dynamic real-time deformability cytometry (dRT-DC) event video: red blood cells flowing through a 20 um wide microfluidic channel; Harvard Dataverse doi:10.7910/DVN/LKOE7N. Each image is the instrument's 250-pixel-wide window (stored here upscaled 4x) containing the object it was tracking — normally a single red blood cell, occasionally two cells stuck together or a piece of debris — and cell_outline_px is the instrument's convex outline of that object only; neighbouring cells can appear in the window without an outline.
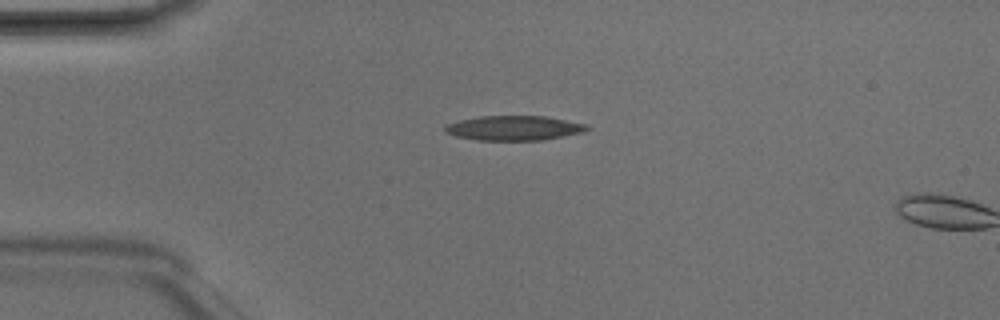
{"species": "Egyptian fruit bat (a non-hibernating species)", "species_latin": "Rousettus aegyptiacus", "temperature_condition": "room temperature", "stored_images_in_passage": 2, "camera_frame_rate_fps": 3000, "um_per_image_px": 0.085, "animal": {"sex": "male"}, "frame": {"image": 1, "passage_image": 1, "time_ms": 0.0, "image_size_px": [1000, 320], "cell_outline_px": [[592, 128], [584, 132], [540, 140], [476, 140], [456, 136], [444, 132], [444, 124], [460, 120], [480, 116], [548, 116], [588, 124]], "centroid_in_image_um": [43.7, 10.87], "position_along_channel_um": 41.3, "area_um2": 20.58}}